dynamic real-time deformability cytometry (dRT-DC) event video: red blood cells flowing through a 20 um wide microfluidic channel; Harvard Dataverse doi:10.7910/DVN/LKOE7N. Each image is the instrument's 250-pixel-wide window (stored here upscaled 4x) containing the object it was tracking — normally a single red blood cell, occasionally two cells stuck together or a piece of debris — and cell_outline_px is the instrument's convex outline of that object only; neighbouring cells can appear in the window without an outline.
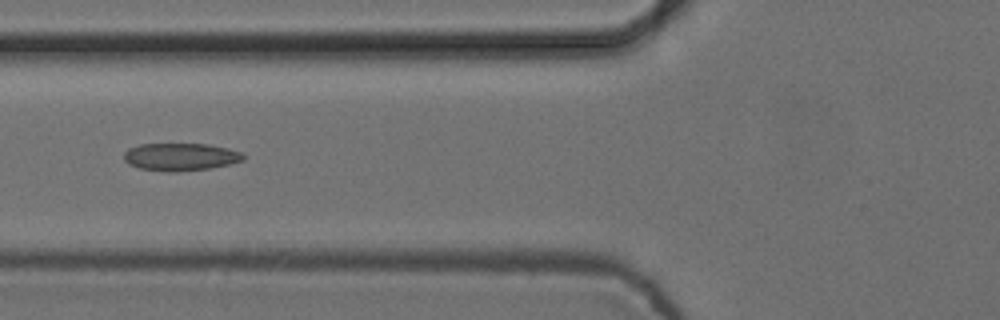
{"species": "common noctule bat (a hibernating species)", "species_latin": "Nyctalus noctula", "temperature_condition": "cold", "stored_images_in_passage": 6, "camera_frame_rate_fps": 3000, "um_per_image_px": 0.085, "animal": {"sex": "female", "body_mass_g": 24.6, "forearm_length_mm": 56.2}, "frame": {"image": 1, "passage_image": 5, "time_ms": 1.333, "image_size_px": [1000, 320], "cell_outline_px": [[244, 160], [228, 164], [208, 168], [176, 172], [168, 172], [140, 168], [128, 164], [124, 160], [124, 152], [128, 148], [140, 144], [208, 144], [228, 148], [244, 152]], "centroid_in_image_um": [15.34, 13.33], "position_along_channel_um": 110.5, "area_um2": 19.25}}
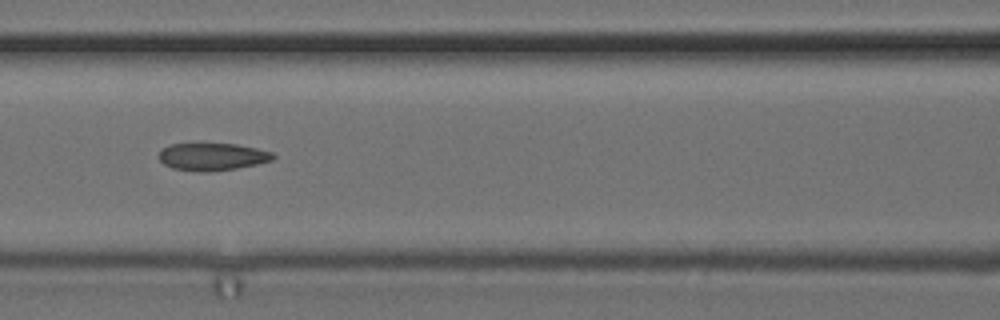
{"frame": {"image": 2, "passage_image": 6, "time_ms": 1.667, "image_size_px": [1000, 320], "cell_outline_px": [[276, 156], [272, 160], [256, 164], [236, 168], [208, 172], [200, 172], [172, 168], [164, 164], [156, 156], [160, 148], [172, 144], [236, 144], [256, 148], [272, 152]], "centroid_in_image_um": [17.99, 13.32], "position_along_channel_um": 148.6, "area_um2": 18.32}}